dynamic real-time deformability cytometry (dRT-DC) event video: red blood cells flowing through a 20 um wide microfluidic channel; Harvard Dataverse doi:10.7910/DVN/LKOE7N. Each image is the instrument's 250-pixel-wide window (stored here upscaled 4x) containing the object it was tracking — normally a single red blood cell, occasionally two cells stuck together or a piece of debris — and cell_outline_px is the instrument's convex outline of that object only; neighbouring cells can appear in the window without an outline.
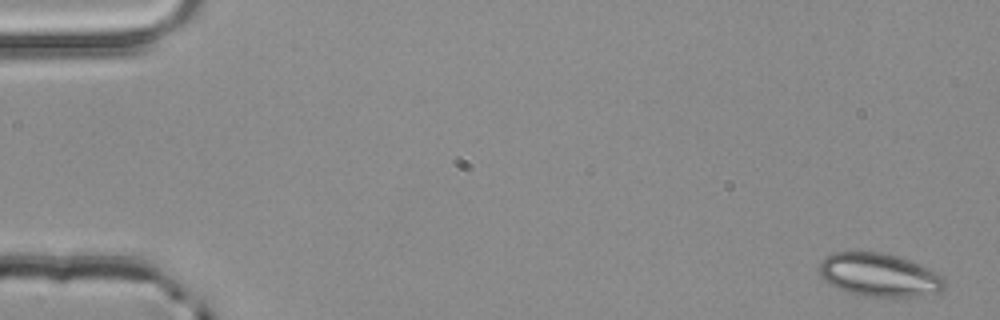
{"species": "common noctule bat (a hibernating species)", "species_latin": "Nyctalus noctula", "temperature_condition": "room temperature", "stored_images_in_passage": 4, "segment_of_instrument_passage": [2, 2], "camera_frame_rate_fps": 3000, "um_per_image_px": 0.085, "animal": {"sex": "male", "body_mass_g": 20.4}, "frame": {"image": 1, "passage_image": 4, "time_ms": 1.0, "image_size_px": [1000, 320], "cell_outline_px": [[944, 288], [940, 292], [920, 296], [872, 296], [852, 292], [828, 284], [824, 280], [820, 272], [820, 260], [824, 256], [832, 252], [880, 252], [896, 256], [908, 260], [928, 268], [940, 276], [944, 280]], "centroid_in_image_um": [74.71, 23.35], "position_along_channel_um": 10.3, "area_um2": 31.04}}